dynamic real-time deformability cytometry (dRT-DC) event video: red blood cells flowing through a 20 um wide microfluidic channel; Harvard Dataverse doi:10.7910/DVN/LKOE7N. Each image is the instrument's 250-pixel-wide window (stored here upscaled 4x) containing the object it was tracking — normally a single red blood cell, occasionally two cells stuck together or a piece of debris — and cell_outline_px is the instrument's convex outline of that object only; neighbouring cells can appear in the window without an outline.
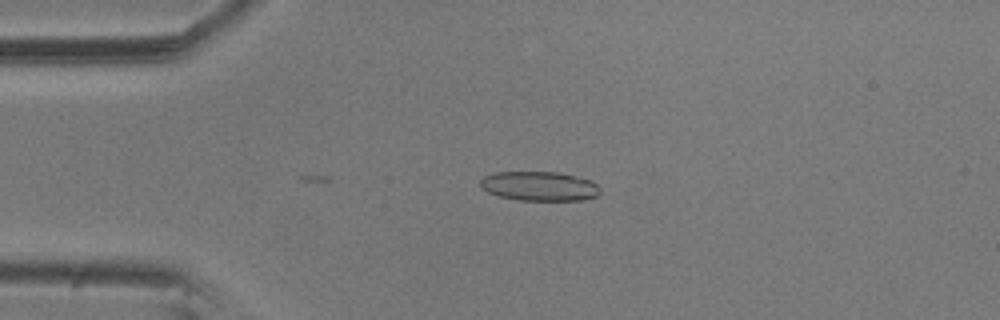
{"species": "common noctule bat (a hibernating species)", "species_latin": "Nyctalus noctula", "temperature_condition": "room temperature", "stored_images_in_passage": 11, "camera_frame_rate_fps": 3000, "um_per_image_px": 0.085, "animal": {"sex": "male", "body_mass_g": 20.5, "forearm_length_mm": 52.5}, "frame": {"image": 1, "passage_image": 4, "time_ms": 1.0, "image_size_px": [1000, 320], "cell_outline_px": [[600, 192], [596, 196], [580, 200], [520, 200], [500, 196], [488, 192], [480, 188], [480, 180], [484, 176], [496, 172], [560, 172], [592, 180], [600, 188]], "centroid_in_image_um": [45.84, 15.81], "position_along_channel_um": 39.2, "area_um2": 20.52}}
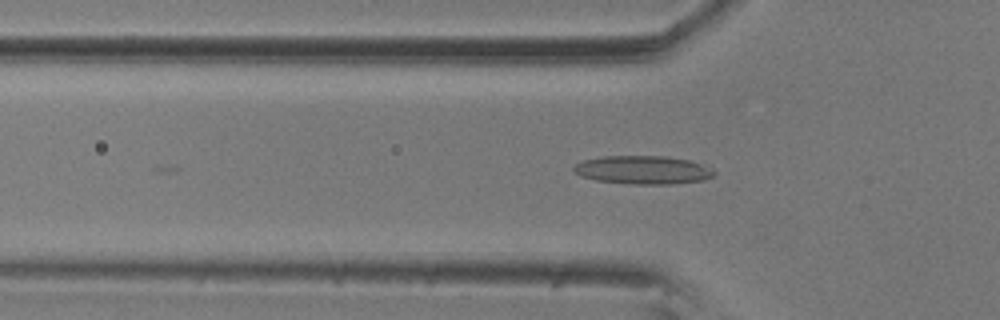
{"frame": {"image": 2, "passage_image": 9, "time_ms": 2.667, "image_size_px": [1000, 320], "cell_outline_px": [[716, 172], [712, 176], [704, 180], [672, 184], [632, 184], [596, 180], [580, 176], [572, 168], [576, 164], [584, 160], [600, 156], [668, 156], [688, 160], [712, 168]], "centroid_in_image_um": [54.65, 14.44], "position_along_channel_um": 71.1, "area_um2": 23.18}}